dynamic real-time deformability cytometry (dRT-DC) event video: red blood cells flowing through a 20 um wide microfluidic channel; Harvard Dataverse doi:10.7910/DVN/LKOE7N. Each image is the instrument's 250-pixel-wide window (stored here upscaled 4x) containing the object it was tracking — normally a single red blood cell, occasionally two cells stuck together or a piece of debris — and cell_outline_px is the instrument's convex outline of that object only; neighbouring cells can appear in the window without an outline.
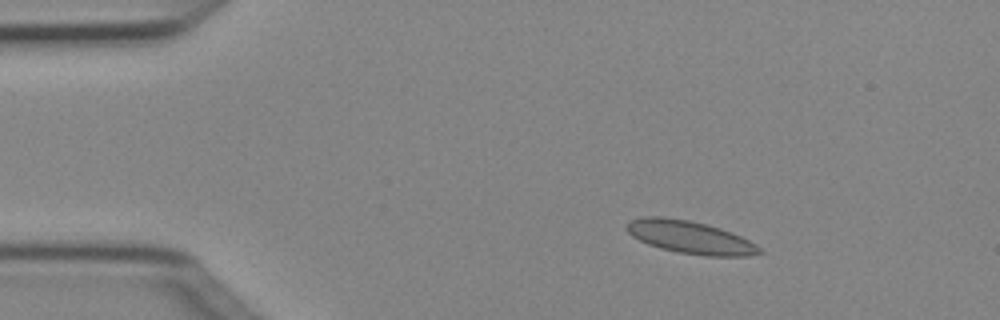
{"species": "Egyptian fruit bat (a non-hibernating species)", "species_latin": "Rousettus aegyptiacus", "temperature_condition": "cold", "stored_images_in_passage": 4, "camera_frame_rate_fps": 3000, "um_per_image_px": 0.085, "animal": {"sex": "female"}, "frame": {"image": 1, "passage_image": 2, "time_ms": 0.333, "image_size_px": [1000, 320], "cell_outline_px": [[764, 252], [748, 256], [704, 256], [676, 252], [660, 248], [648, 244], [632, 236], [624, 228], [628, 220], [644, 216], [660, 216], [688, 220], [720, 228], [732, 232], [756, 244]], "centroid_in_image_um": [58.63, 20.16], "position_along_channel_um": 26.4, "area_um2": 25.43}}
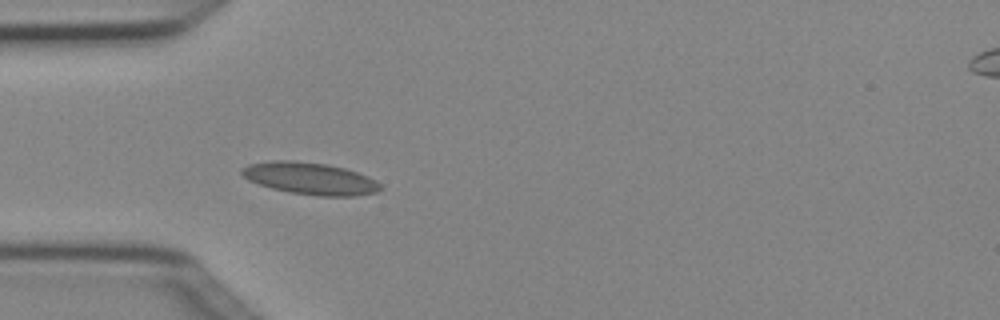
{"frame": {"image": 2, "passage_image": 4, "time_ms": 1.0, "image_size_px": [1000, 320], "cell_outline_px": [[384, 188], [376, 192], [356, 196], [320, 196], [288, 192], [272, 188], [248, 180], [240, 172], [240, 168], [248, 164], [272, 160], [292, 160], [328, 164], [344, 168], [368, 176], [376, 180]], "centroid_in_image_um": [26.36, 15.16], "position_along_channel_um": 58.6, "area_um2": 26.01}}